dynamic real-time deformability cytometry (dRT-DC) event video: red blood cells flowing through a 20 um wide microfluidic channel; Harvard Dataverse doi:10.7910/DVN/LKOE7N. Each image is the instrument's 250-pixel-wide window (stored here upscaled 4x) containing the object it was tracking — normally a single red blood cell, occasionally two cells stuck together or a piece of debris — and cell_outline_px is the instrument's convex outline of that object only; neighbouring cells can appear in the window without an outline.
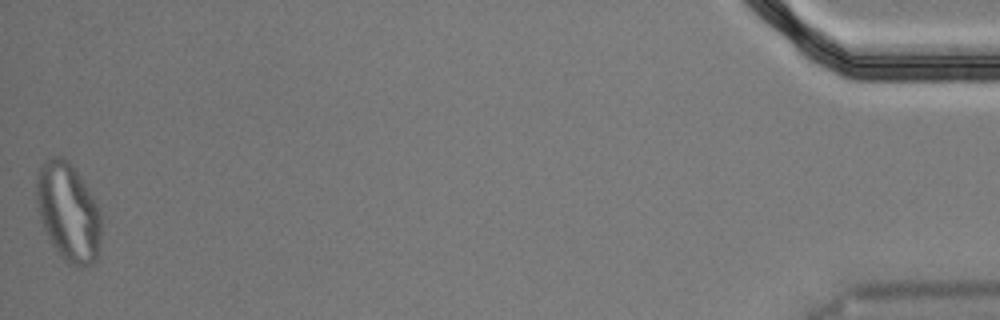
{"species": "Egyptian fruit bat (a non-hibernating species)", "species_latin": "Rousettus aegyptiacus", "temperature_condition": "cold", "stored_images_in_passage": 56, "segment_of_instrument_passage": [2, 2], "camera_frame_rate_fps": 3000, "um_per_image_px": 0.085, "animal": {"sex": "male"}, "frame": {"image": 1, "passage_image": 56, "time_ms": 18.333, "image_size_px": [1000, 320], "cell_outline_px": [[100, 240], [96, 264], [68, 264], [64, 260], [52, 244], [40, 220], [36, 208], [36, 180], [40, 168], [48, 160], [56, 156], [60, 156], [68, 160], [76, 168], [96, 200], [100, 212]], "centroid_in_image_um": [5.81, 18.0], "position_along_channel_um": 429.4, "area_um2": 37.11}}